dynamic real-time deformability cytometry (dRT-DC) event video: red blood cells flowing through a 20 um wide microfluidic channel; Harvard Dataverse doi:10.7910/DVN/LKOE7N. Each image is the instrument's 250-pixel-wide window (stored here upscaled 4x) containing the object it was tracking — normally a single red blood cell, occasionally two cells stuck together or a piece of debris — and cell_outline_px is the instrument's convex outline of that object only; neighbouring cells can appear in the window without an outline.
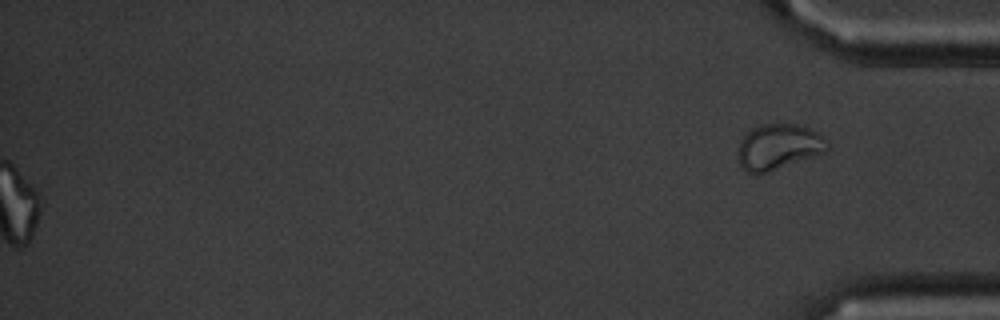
{"species": "common noctule bat (a hibernating species)", "species_latin": "Nyctalus noctula", "temperature_condition": "cold", "stored_images_in_passage": 46, "segment_of_instrument_passage": [2, 2], "camera_frame_rate_fps": 3000, "um_per_image_px": 0.085, "animal": {"sex": "male", "body_mass_g": 20.1, "forearm_length_mm": 53.5}, "frame": {"image": 1, "passage_image": 46, "time_ms": 15.0, "image_size_px": [1000, 320], "cell_outline_px": [[832, 144], [824, 152], [768, 172], [744, 172], [740, 164], [736, 152], [740, 140], [752, 128], [760, 124], [796, 124], [812, 128]], "centroid_in_image_um": [66.17, 12.46], "position_along_channel_um": 369.0, "area_um2": 23.76}}